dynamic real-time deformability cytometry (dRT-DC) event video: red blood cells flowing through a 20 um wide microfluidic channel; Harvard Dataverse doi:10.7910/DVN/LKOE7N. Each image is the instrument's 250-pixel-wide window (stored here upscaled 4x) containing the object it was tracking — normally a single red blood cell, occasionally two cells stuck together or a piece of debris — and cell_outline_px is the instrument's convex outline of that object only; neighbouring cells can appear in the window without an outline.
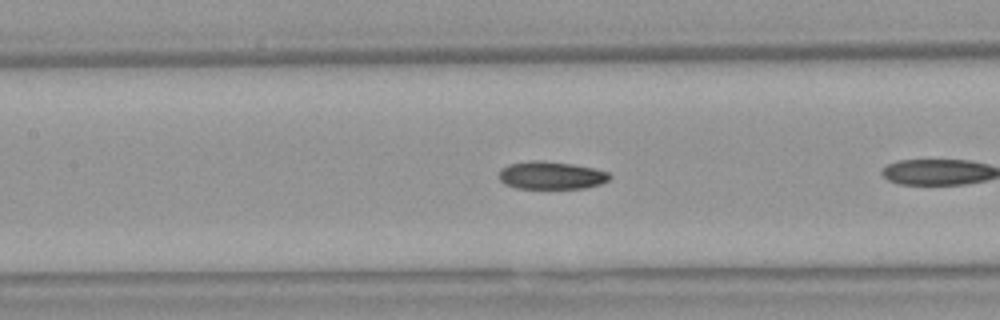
{"species": "Egyptian fruit bat (a non-hibernating species)", "species_latin": "Rousettus aegyptiacus", "temperature_condition": "warm", "stored_images_in_passage": 17, "camera_frame_rate_fps": 3000, "um_per_image_px": 0.085, "animal": {"sex": "female"}, "frame": {"image": 1, "passage_image": 10, "time_ms": 3.0, "image_size_px": [1000, 320], "cell_outline_px": [[612, 176], [608, 180], [600, 184], [584, 188], [516, 188], [504, 184], [500, 180], [500, 168], [508, 164], [528, 160], [544, 160], [572, 164], [596, 168], [608, 172]], "centroid_in_image_um": [46.84, 14.89], "position_along_channel_um": 160.6, "area_um2": 18.09}}